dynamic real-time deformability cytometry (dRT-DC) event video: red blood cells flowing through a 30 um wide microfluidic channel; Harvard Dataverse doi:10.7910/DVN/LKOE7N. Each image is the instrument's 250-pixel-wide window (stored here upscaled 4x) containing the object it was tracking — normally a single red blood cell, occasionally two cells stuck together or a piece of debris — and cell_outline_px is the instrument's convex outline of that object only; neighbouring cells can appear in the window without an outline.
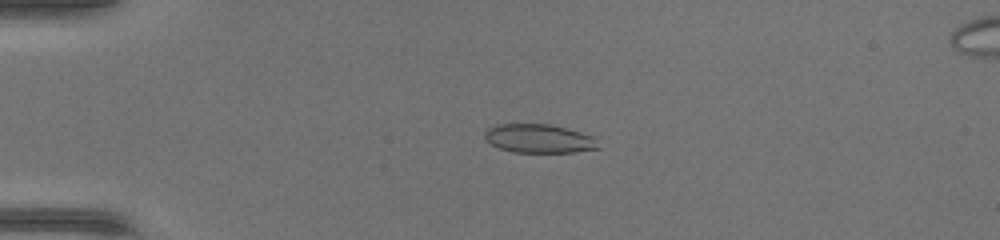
{"species": "common noctule bat (a hibernating species)", "species_latin": "Nyctalus noctula", "temperature_condition": "warm", "stored_images_in_passage": 47, "camera_frame_rate_fps": 3000, "um_per_image_px": 0.085, "animal": {"sex": "female", "body_mass_g": 17.0, "forearm_length_mm": 48.0}, "frame": {"image": 1, "passage_image": 12, "time_ms": 3.667, "image_size_px": [1000, 240], "cell_outline_px": [[600, 148], [572, 152], [512, 152], [500, 148], [492, 144], [484, 136], [484, 132], [488, 128], [496, 124], [548, 124], [580, 132], [592, 136]], "centroid_in_image_um": [45.78, 11.78], "position_along_channel_um": 39.2, "area_um2": 18.73}}
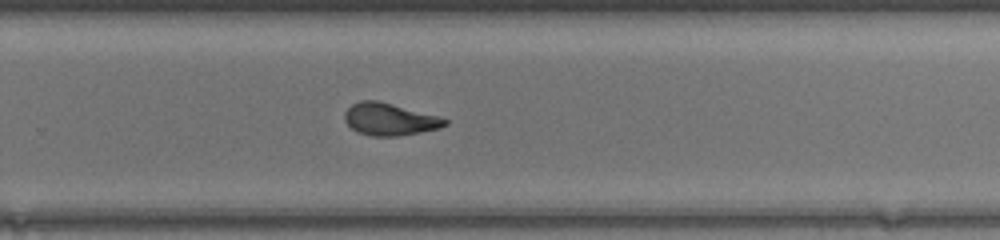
{"frame": {"image": 2, "passage_image": 32, "time_ms": 10.333, "image_size_px": [1000, 240], "cell_outline_px": [[448, 124], [440, 128], [420, 132], [396, 136], [372, 136], [360, 132], [352, 128], [344, 120], [344, 112], [352, 104], [360, 100], [376, 100], [440, 116], [448, 120]], "centroid_in_image_um": [33.13, 10.13], "position_along_channel_um": 296.7, "area_um2": 18.73}}
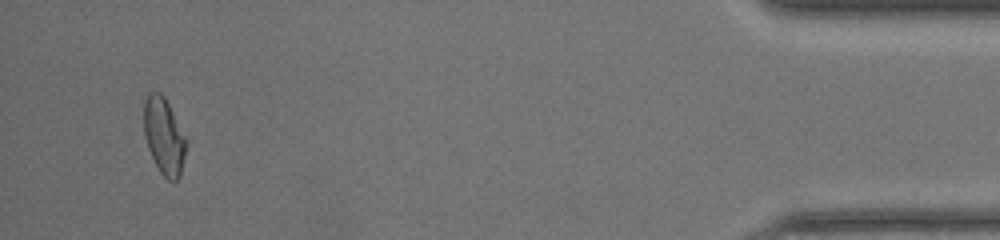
{"frame": {"image": 3, "passage_image": 45, "time_ms": 14.667, "image_size_px": [1000, 240], "cell_outline_px": [[184, 156], [180, 176], [176, 180], [168, 180], [160, 172], [148, 148], [144, 136], [144, 100], [148, 92], [160, 92], [164, 96], [184, 136]], "centroid_in_image_um": [13.89, 11.55], "position_along_channel_um": 421.3, "area_um2": 18.26}}